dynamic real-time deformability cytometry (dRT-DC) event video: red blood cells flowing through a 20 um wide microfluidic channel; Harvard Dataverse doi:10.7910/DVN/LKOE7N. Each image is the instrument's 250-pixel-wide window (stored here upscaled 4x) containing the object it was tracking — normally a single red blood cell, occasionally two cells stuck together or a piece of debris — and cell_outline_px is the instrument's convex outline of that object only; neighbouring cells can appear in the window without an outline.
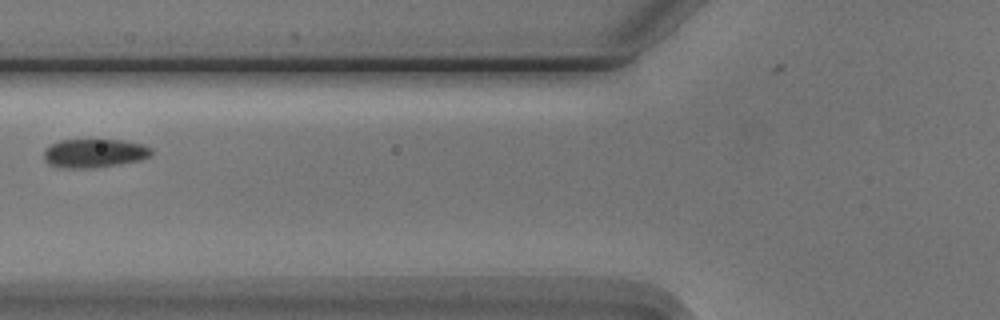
{"species": "Egyptian fruit bat (a non-hibernating species)", "species_latin": "Rousettus aegyptiacus", "temperature_condition": "cold", "stored_images_in_passage": 5, "camera_frame_rate_fps": 3000, "um_per_image_px": 0.085, "animal": {"sex": "male"}, "frame": {"image": 1, "passage_image": 3, "time_ms": 2.333, "image_size_px": [1000, 320], "cell_outline_px": [[152, 156], [140, 160], [120, 164], [92, 168], [64, 168], [48, 164], [44, 160], [44, 148], [60, 140], [124, 140], [144, 144], [152, 148]], "centroid_in_image_um": [8.04, 13.02], "position_along_channel_um": 117.8, "area_um2": 18.21}}
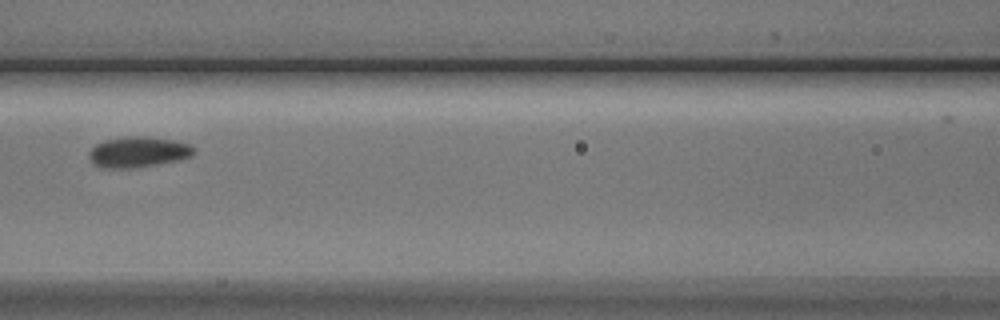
{"frame": {"image": 2, "passage_image": 4, "time_ms": 3.333, "image_size_px": [1000, 320], "cell_outline_px": [[196, 152], [192, 156], [180, 160], [132, 168], [100, 168], [92, 164], [88, 156], [88, 152], [96, 144], [104, 140], [128, 136], [144, 136], [172, 140], [188, 144], [196, 148]], "centroid_in_image_um": [11.72, 12.93], "position_along_channel_um": 154.9, "area_um2": 18.9}}